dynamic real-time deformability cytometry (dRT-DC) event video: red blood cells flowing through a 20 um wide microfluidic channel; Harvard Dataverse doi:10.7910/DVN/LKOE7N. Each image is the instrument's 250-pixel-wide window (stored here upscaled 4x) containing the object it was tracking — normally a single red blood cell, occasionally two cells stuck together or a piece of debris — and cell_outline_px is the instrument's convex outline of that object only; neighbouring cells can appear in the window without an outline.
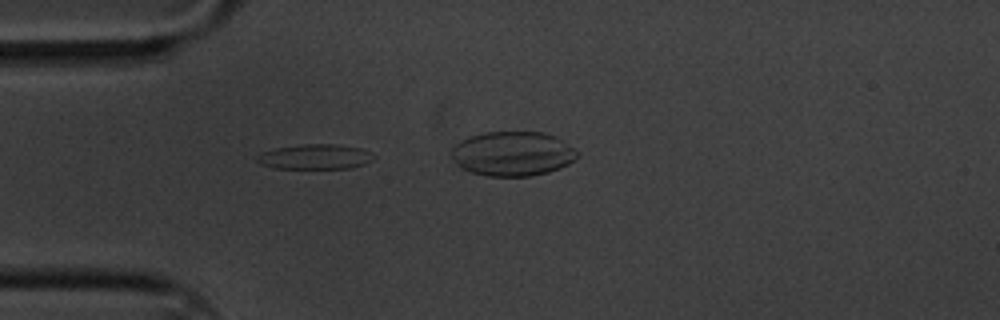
{"species": "common noctule bat (a hibernating species)", "species_latin": "Nyctalus noctula", "temperature_condition": "cold", "stored_images_in_passage": 5, "camera_frame_rate_fps": 3000, "um_per_image_px": 0.085, "animal": {"sex": "male", "body_mass_g": 20.1, "forearm_length_mm": 53.5}, "frame": {"image": 1, "passage_image": 5, "time_ms": 1.333, "image_size_px": [1000, 320], "cell_outline_px": [[376, 156], [372, 160], [364, 164], [352, 168], [276, 168], [260, 164], [256, 160], [256, 156], [260, 152], [276, 148], [304, 144], [336, 144], [360, 148], [372, 152]], "centroid_in_image_um": [26.79, 13.32], "position_along_channel_um": 58.2, "area_um2": 17.05}}